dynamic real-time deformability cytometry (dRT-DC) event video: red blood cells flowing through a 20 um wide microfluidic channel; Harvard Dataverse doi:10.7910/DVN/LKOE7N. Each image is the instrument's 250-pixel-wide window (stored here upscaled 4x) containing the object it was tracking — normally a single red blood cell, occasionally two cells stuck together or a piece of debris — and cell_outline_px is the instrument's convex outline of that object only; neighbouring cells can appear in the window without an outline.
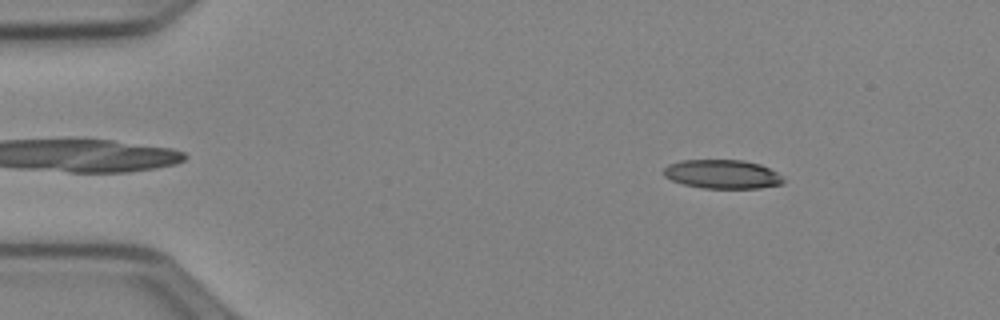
{"species": "Egyptian fruit bat (a non-hibernating species)", "species_latin": "Rousettus aegyptiacus", "temperature_condition": "cold", "stored_images_in_passage": 51, "camera_frame_rate_fps": 3000, "um_per_image_px": 0.085, "animal": {"sex": "female"}, "frame": {"image": 1, "passage_image": 7, "time_ms": 2.0, "image_size_px": [1000, 320], "cell_outline_px": [[784, 180], [780, 184], [760, 188], [704, 188], [684, 184], [672, 180], [664, 176], [664, 168], [668, 164], [680, 160], [744, 160], [760, 164], [776, 172]], "centroid_in_image_um": [61.37, 14.8], "position_along_channel_um": 23.6, "area_um2": 20.0}}
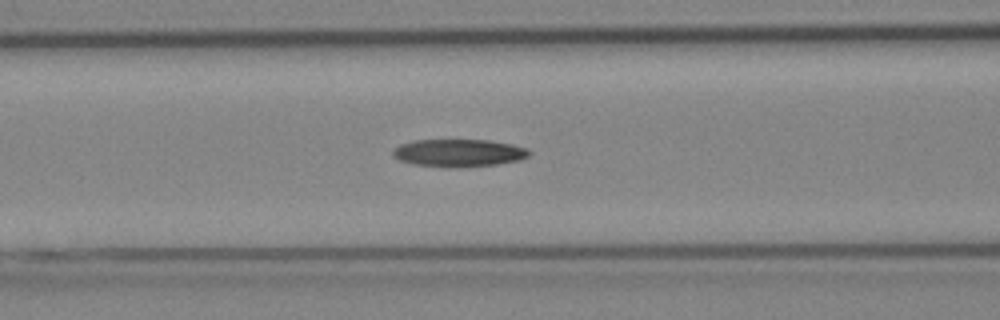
{"frame": {"image": 2, "passage_image": 21, "time_ms": 6.667, "image_size_px": [1000, 320], "cell_outline_px": [[532, 152], [528, 156], [520, 160], [496, 164], [460, 168], [448, 168], [412, 164], [400, 160], [392, 156], [392, 152], [400, 144], [416, 140], [488, 140], [512, 144], [528, 148]], "centroid_in_image_um": [39.01, 13.01], "position_along_channel_um": 127.6, "area_um2": 22.14}}
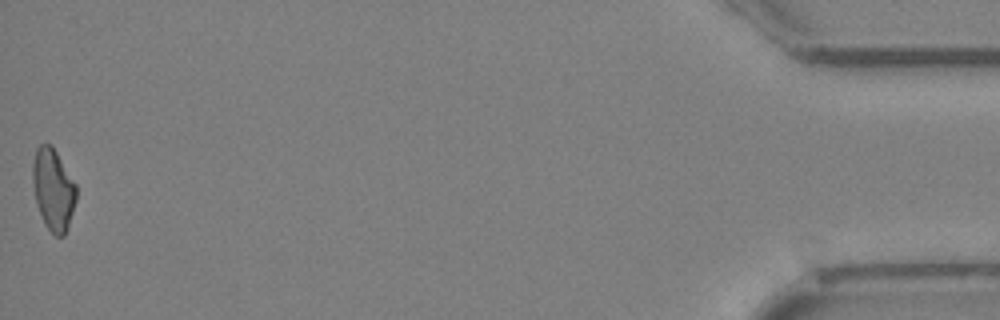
{"frame": {"image": 3, "passage_image": 51, "time_ms": 16.667, "image_size_px": [1000, 320], "cell_outline_px": [[76, 200], [68, 228], [64, 236], [56, 236], [44, 224], [36, 204], [32, 180], [32, 164], [36, 148], [40, 144], [52, 144], [76, 184]], "centroid_in_image_um": [4.51, 16.1], "position_along_channel_um": 430.7, "area_um2": 20.92}}